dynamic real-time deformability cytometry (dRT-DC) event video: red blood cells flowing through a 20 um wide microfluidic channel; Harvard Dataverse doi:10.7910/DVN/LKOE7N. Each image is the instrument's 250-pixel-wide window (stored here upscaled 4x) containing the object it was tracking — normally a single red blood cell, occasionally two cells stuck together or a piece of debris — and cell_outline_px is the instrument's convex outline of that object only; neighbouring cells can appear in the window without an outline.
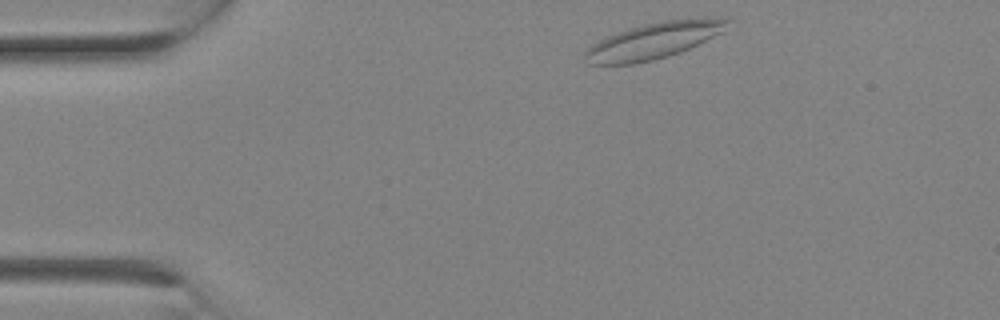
{"species": "Egyptian fruit bat (a non-hibernating species)", "species_latin": "Rousettus aegyptiacus", "temperature_condition": "room temperature", "stored_images_in_passage": 2, "camera_frame_rate_fps": 3000, "um_per_image_px": 0.085, "animal": {"sex": "female"}, "frame": {"image": 1, "passage_image": 1, "time_ms": 0.0, "image_size_px": [1000, 320], "cell_outline_px": [[732, 20], [724, 32], [680, 52], [668, 56], [652, 60], [632, 64], [588, 64], [584, 56], [584, 52], [592, 44], [616, 32], [644, 24], [664, 20], [704, 16]], "centroid_in_image_um": [55.62, 3.43], "position_along_channel_um": 29.4, "area_um2": 30.23}}